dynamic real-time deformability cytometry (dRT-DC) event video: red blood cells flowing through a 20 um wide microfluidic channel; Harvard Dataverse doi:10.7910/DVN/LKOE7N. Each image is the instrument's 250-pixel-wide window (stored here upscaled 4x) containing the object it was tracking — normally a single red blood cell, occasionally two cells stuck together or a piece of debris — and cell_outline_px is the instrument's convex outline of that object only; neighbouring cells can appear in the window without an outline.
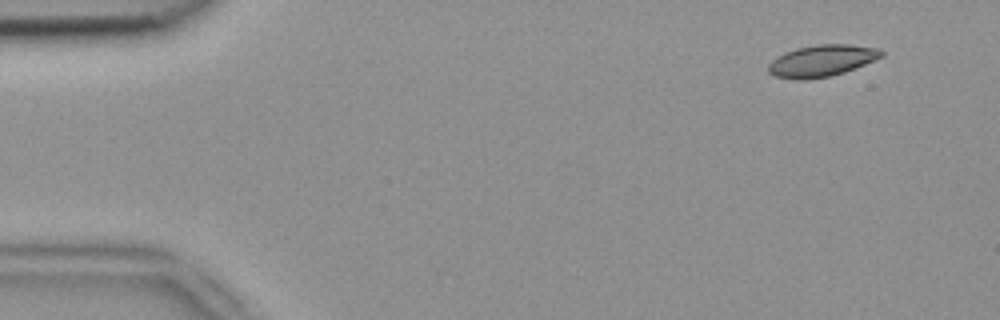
{"species": "common noctule bat (a hibernating species)", "species_latin": "Nyctalus noctula", "temperature_condition": "room temperature", "stored_images_in_passage": 4, "camera_frame_rate_fps": 3000, "um_per_image_px": 0.085, "animal": {"sex": "female", "body_mass_g": 18.4}, "frame": {"image": 1, "passage_image": 1, "time_ms": 0.0, "image_size_px": [1000, 320], "cell_outline_px": [[884, 56], [844, 72], [828, 76], [804, 80], [776, 76], [768, 72], [768, 64], [776, 56], [796, 48], [816, 44], [848, 44], [880, 48], [884, 52]], "centroid_in_image_um": [69.86, 5.14], "position_along_channel_um": 15.1, "area_um2": 20.75}}